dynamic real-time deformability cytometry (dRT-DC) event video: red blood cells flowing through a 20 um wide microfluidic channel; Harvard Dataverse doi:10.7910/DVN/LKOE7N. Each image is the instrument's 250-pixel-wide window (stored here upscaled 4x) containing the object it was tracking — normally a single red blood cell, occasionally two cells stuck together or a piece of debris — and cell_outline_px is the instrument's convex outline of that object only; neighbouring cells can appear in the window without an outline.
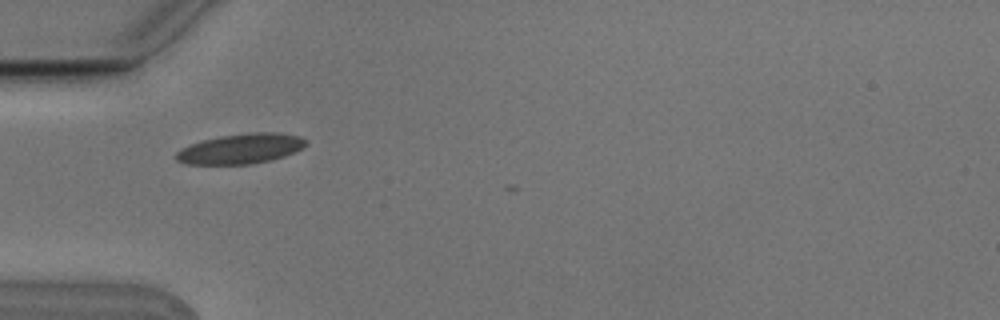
{"species": "Egyptian fruit bat (a non-hibernating species)", "species_latin": "Rousettus aegyptiacus", "temperature_condition": "cold", "stored_images_in_passage": 8, "camera_frame_rate_fps": 3000, "um_per_image_px": 0.085, "animal": {"sex": "male"}, "frame": {"image": 1, "passage_image": 2, "time_ms": 0.333, "image_size_px": [1000, 320], "cell_outline_px": [[308, 144], [304, 148], [296, 152], [284, 156], [268, 160], [248, 164], [184, 164], [176, 160], [176, 152], [180, 148], [204, 140], [220, 136], [256, 132], [276, 132], [300, 136], [308, 140]], "centroid_in_image_um": [20.51, 12.64], "position_along_channel_um": 64.5, "area_um2": 22.72}}
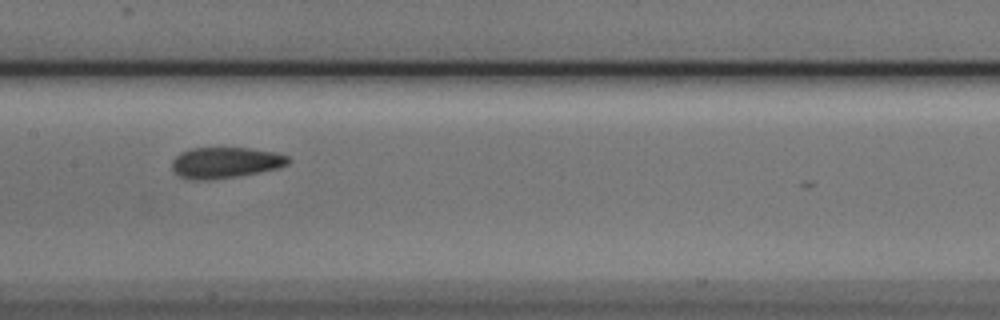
{"frame": {"image": 2, "passage_image": 5, "time_ms": 1.333, "image_size_px": [1000, 320], "cell_outline_px": [[292, 160], [288, 164], [280, 168], [240, 176], [208, 180], [192, 180], [180, 176], [172, 168], [172, 160], [180, 152], [192, 148], [248, 148], [280, 152], [288, 156]], "centroid_in_image_um": [19.21, 13.82], "position_along_channel_um": 188.2, "area_um2": 21.27}}
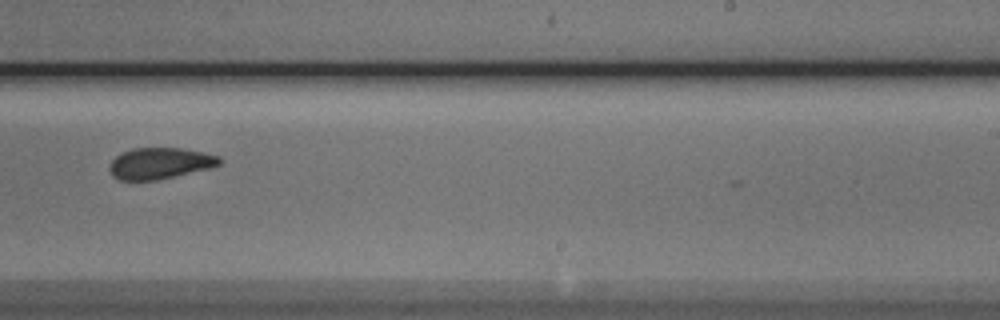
{"frame": {"image": 3, "passage_image": 7, "time_ms": 2.0, "image_size_px": [1000, 320], "cell_outline_px": [[224, 160], [220, 164], [208, 168], [156, 180], [120, 180], [112, 176], [108, 168], [112, 160], [116, 156], [132, 148], [180, 148], [220, 156]], "centroid_in_image_um": [13.57, 13.88], "position_along_channel_um": 275.4, "area_um2": 19.83}}